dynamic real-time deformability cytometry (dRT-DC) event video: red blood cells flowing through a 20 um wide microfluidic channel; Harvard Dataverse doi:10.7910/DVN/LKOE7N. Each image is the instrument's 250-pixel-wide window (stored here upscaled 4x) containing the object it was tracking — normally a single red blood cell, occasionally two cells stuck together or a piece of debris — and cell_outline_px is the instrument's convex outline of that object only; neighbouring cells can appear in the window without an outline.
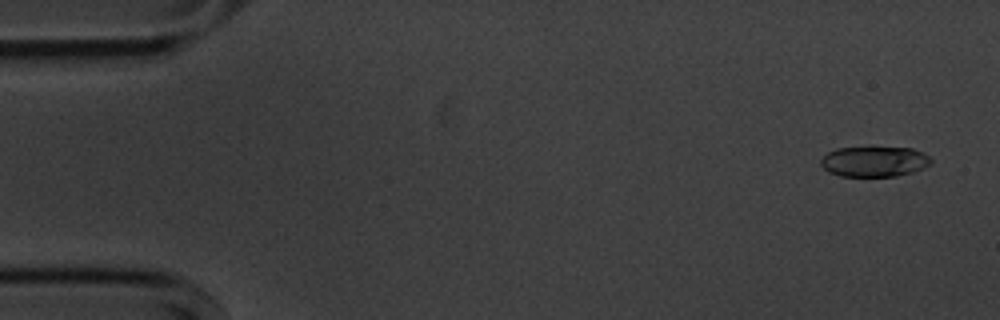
{"species": "common noctule bat (a hibernating species)", "species_latin": "Nyctalus noctula", "temperature_condition": "cold", "stored_images_in_passage": 13, "camera_frame_rate_fps": 3000, "um_per_image_px": 0.085, "animal": {"sex": "male", "body_mass_g": 20.1, "forearm_length_mm": 53.5}, "frame": {"image": 1, "passage_image": 3, "time_ms": 0.667, "image_size_px": [1000, 320], "cell_outline_px": [[932, 160], [928, 164], [912, 172], [896, 176], [840, 176], [828, 172], [820, 164], [820, 160], [828, 152], [836, 148], [912, 148], [928, 156]], "centroid_in_image_um": [74.25, 13.74], "position_along_channel_um": 10.7, "area_um2": 19.13}}